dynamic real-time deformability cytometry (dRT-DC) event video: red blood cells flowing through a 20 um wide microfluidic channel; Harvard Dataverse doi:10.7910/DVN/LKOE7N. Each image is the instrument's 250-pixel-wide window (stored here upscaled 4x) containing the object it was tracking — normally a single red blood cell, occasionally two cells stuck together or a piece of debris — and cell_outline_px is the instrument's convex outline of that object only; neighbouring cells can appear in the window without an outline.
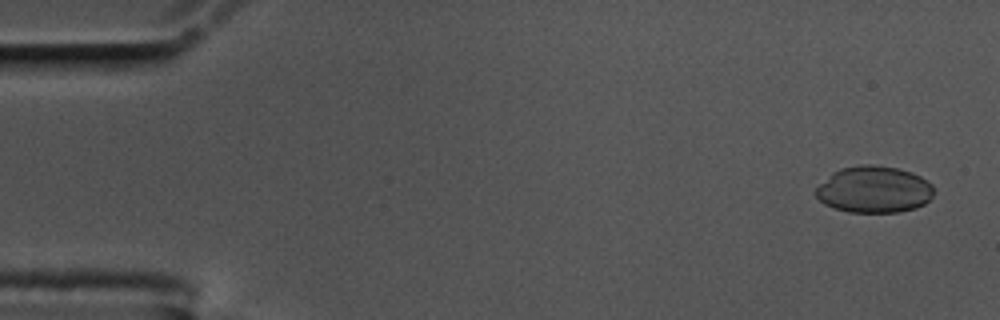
{"species": "common noctule bat (a hibernating species)", "species_latin": "Nyctalus noctula", "temperature_condition": "cold", "stored_images_in_passage": 14, "camera_frame_rate_fps": 3000, "um_per_image_px": 0.085, "animal": {"sex": "male", "body_mass_g": 17.5, "forearm_length_mm": 52.3}, "frame": {"image": 1, "passage_image": 3, "time_ms": 0.667, "image_size_px": [1000, 320], "cell_outline_px": [[932, 196], [924, 204], [916, 208], [900, 212], [848, 212], [832, 208], [824, 204], [812, 192], [832, 172], [840, 168], [860, 164], [872, 164], [900, 168], [912, 172], [928, 180], [932, 184]], "centroid_in_image_um": [74.27, 16.1], "position_along_channel_um": 10.7, "area_um2": 32.48}}